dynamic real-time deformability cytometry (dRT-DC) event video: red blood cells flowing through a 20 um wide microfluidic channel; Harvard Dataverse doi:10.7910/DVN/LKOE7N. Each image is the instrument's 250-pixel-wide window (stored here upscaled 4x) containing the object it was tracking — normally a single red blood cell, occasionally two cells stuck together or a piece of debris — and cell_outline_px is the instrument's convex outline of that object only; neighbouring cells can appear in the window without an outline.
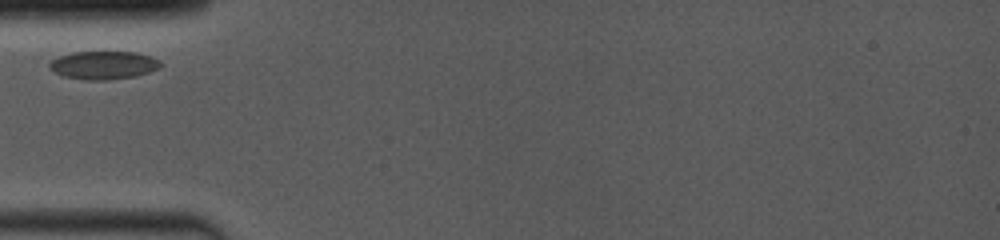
{"species": "common noctule bat (a hibernating species)", "species_latin": "Nyctalus noctula", "temperature_condition": "room temperature", "stored_images_in_passage": 9, "camera_frame_rate_fps": 4000, "um_per_image_px": 0.085, "animal": {"sex": "female", "body_mass_g": 19.0, "forearm_length_mm": 53.3}, "frame": {"image": 1, "passage_image": 1, "time_ms": 0.0, "image_size_px": [1000, 240], "cell_outline_px": [[160, 68], [136, 76], [104, 80], [84, 80], [64, 76], [48, 68], [48, 64], [52, 60], [60, 56], [72, 52], [136, 52], [160, 60]], "centroid_in_image_um": [8.78, 5.54], "position_along_channel_um": 76.2, "area_um2": 18.09}}
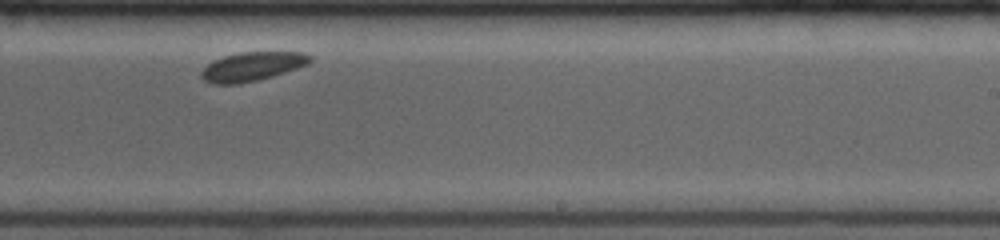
{"frame": {"image": 2, "passage_image": 6, "time_ms": 5.25, "image_size_px": [1000, 240], "cell_outline_px": [[312, 60], [308, 64], [272, 76], [240, 84], [212, 84], [204, 80], [200, 76], [200, 72], [212, 60], [224, 56], [240, 52], [304, 52], [312, 56]], "centroid_in_image_um": [21.41, 5.65], "position_along_channel_um": 267.6, "area_um2": 18.32}}
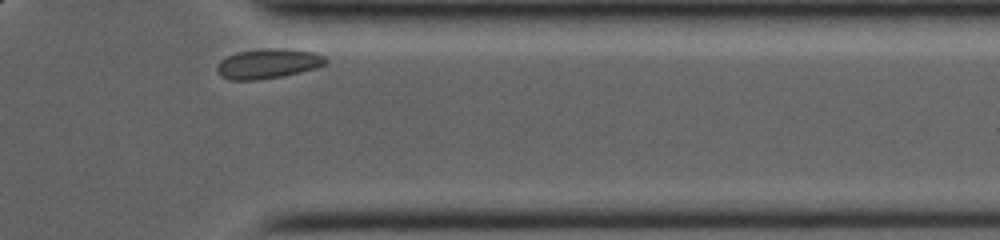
{"frame": {"image": 3, "passage_image": 9, "time_ms": 8.5, "image_size_px": [1000, 240], "cell_outline_px": [[328, 60], [324, 64], [316, 68], [300, 72], [280, 76], [256, 80], [228, 80], [220, 76], [216, 68], [220, 60], [236, 52], [280, 48], [316, 52], [324, 56]], "centroid_in_image_um": [22.77, 5.42], "position_along_channel_um": 388.6, "area_um2": 18.67}}